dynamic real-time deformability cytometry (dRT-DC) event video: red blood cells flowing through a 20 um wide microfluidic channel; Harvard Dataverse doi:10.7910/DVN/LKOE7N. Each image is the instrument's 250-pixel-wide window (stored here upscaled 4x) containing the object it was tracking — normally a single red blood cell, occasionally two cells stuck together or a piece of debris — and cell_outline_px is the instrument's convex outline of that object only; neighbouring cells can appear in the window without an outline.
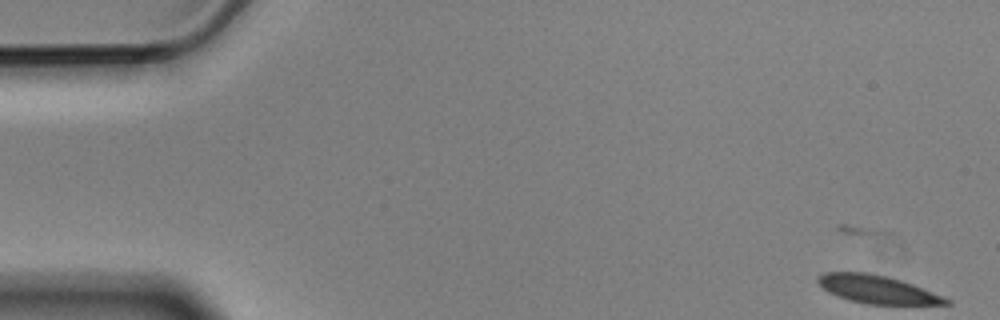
{"species": "Egyptian fruit bat (a non-hibernating species)", "species_latin": "Rousettus aegyptiacus", "temperature_condition": "cold", "stored_images_in_passage": 6, "segment_of_instrument_passage": [1, 2], "camera_frame_rate_fps": 3000, "um_per_image_px": 0.085, "animal": {"sex": "male"}, "frame": {"image": 1, "passage_image": 1, "time_ms": 0.0, "image_size_px": [1000, 320], "cell_outline_px": [[952, 304], [868, 304], [848, 300], [836, 296], [828, 292], [816, 280], [816, 276], [824, 272], [868, 272], [900, 280], [912, 284], [952, 300]], "centroid_in_image_um": [74.52, 24.59], "position_along_channel_um": 10.5, "area_um2": 20.81}}
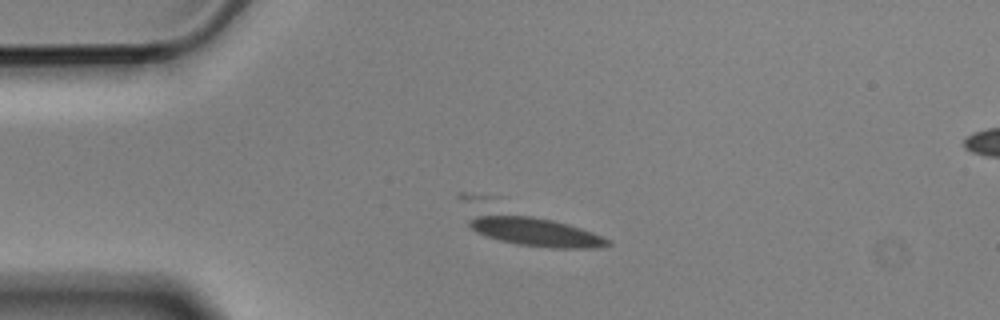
{"frame": {"image": 2, "passage_image": 4, "time_ms": 1.0, "image_size_px": [1000, 320], "cell_outline_px": [[612, 244], [596, 248], [548, 248], [516, 244], [500, 240], [476, 232], [468, 224], [456, 196], [460, 192], [464, 192], [496, 196], [592, 232], [608, 240]], "centroid_in_image_um": [44.47, 19.07], "position_along_channel_um": 40.5, "area_um2": 32.89}}